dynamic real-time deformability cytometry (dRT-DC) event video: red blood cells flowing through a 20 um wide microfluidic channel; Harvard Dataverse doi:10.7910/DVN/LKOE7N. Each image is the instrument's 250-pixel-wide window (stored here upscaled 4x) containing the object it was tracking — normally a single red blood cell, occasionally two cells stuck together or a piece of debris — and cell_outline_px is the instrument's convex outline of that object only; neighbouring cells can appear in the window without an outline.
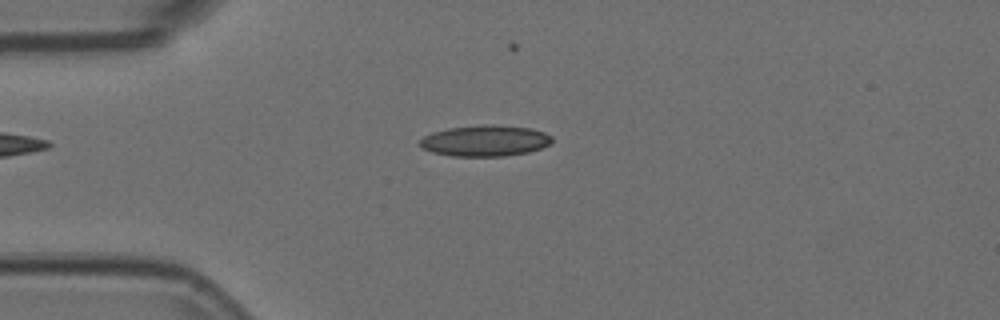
{"species": "Egyptian fruit bat (a non-hibernating species)", "species_latin": "Rousettus aegyptiacus", "temperature_condition": "room temperature", "stored_images_in_passage": 23, "camera_frame_rate_fps": 3000, "um_per_image_px": 0.085, "animal": {"sex": "female"}, "frame": {"image": 1, "passage_image": 13, "time_ms": 4.0, "image_size_px": [1000, 320], "cell_outline_px": [[552, 140], [548, 144], [540, 148], [528, 152], [504, 156], [452, 156], [432, 152], [420, 148], [420, 140], [424, 136], [432, 132], [448, 128], [484, 124], [492, 124], [532, 128], [544, 132], [552, 136]], "centroid_in_image_um": [41.21, 11.95], "position_along_channel_um": 43.8, "area_um2": 23.99}}
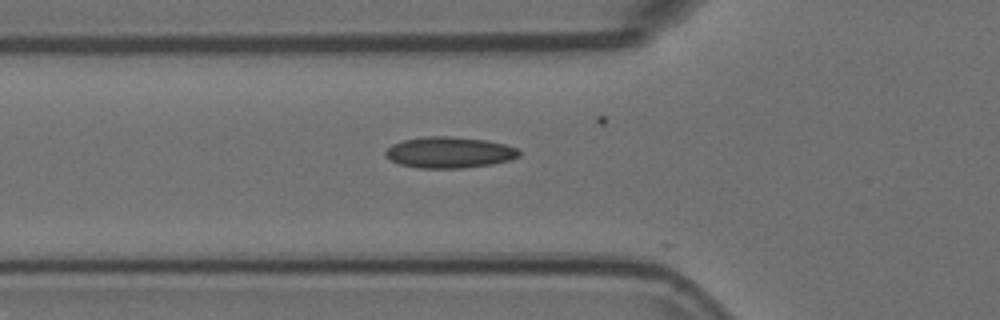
{"frame": {"image": 2, "passage_image": 18, "time_ms": 5.667, "image_size_px": [1000, 320], "cell_outline_px": [[520, 156], [512, 160], [492, 164], [464, 168], [420, 168], [400, 164], [392, 160], [384, 152], [392, 144], [404, 140], [424, 136], [448, 136], [488, 140], [504, 144], [516, 148], [520, 152]], "centroid_in_image_um": [38.23, 12.95], "position_along_channel_um": 87.6, "area_um2": 24.22}}
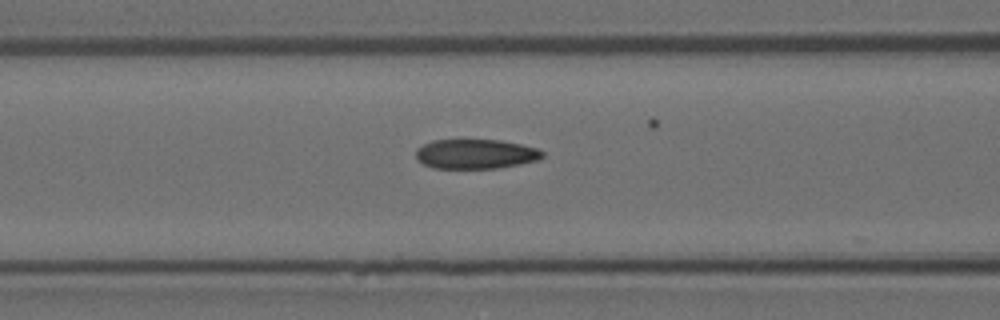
{"frame": {"image": 3, "passage_image": 21, "time_ms": 6.667, "image_size_px": [1000, 320], "cell_outline_px": [[544, 156], [536, 160], [520, 164], [496, 168], [432, 168], [424, 164], [416, 156], [416, 148], [432, 140], [500, 140], [520, 144], [536, 148], [544, 152]], "centroid_in_image_um": [40.42, 13.08], "position_along_channel_um": 126.2, "area_um2": 21.68}}